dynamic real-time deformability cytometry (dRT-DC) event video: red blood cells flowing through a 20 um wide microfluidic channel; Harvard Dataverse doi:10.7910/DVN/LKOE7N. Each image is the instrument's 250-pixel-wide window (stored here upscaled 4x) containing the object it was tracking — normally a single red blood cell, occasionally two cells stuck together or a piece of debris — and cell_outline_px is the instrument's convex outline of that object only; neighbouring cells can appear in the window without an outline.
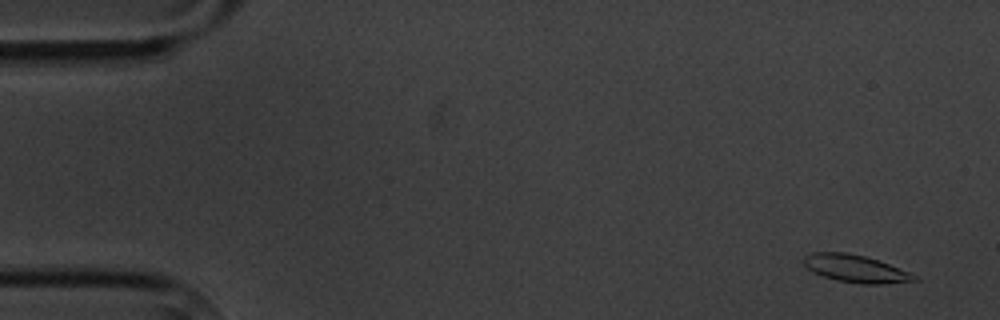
{"species": "common noctule bat (a hibernating species)", "species_latin": "Nyctalus noctula", "temperature_condition": "cold", "stored_images_in_passage": 5, "camera_frame_rate_fps": 3000, "um_per_image_px": 0.085, "animal": {"sex": "male", "body_mass_g": 20.1, "forearm_length_mm": 53.5}, "frame": {"image": 1, "passage_image": 1, "time_ms": 0.0, "image_size_px": [1000, 320], "cell_outline_px": [[920, 280], [880, 284], [860, 284], [836, 280], [812, 272], [804, 264], [804, 256], [812, 252], [848, 252], [864, 256], [888, 264], [908, 272], [916, 276]], "centroid_in_image_um": [72.69, 22.83], "position_along_channel_um": 12.3, "area_um2": 17.51}}